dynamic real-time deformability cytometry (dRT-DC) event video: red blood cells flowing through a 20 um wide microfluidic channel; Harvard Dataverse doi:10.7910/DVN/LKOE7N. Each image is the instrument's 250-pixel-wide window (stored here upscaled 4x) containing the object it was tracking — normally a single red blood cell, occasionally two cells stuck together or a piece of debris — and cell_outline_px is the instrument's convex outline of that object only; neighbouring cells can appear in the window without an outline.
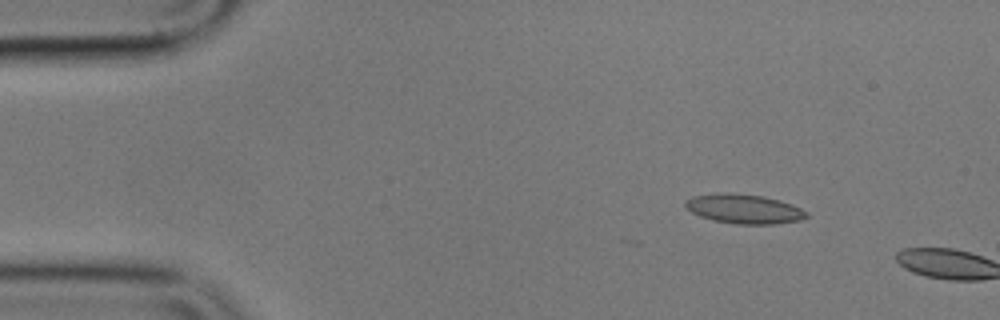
{"species": "common noctule bat (a hibernating species)", "species_latin": "Nyctalus noctula", "temperature_condition": "cold", "stored_images_in_passage": 2, "camera_frame_rate_fps": 3000, "um_per_image_px": 0.085, "animal": {"sex": "male", "body_mass_g": 17.9}, "frame": {"image": 1, "passage_image": 2, "time_ms": 0.333, "image_size_px": [1000, 320], "cell_outline_px": [[808, 216], [800, 220], [776, 224], [736, 224], [712, 220], [700, 216], [692, 212], [684, 204], [692, 196], [720, 192], [732, 192], [764, 196], [780, 200], [792, 204], [808, 212]], "centroid_in_image_um": [63.26, 17.75], "position_along_channel_um": 21.7, "area_um2": 20.87}}